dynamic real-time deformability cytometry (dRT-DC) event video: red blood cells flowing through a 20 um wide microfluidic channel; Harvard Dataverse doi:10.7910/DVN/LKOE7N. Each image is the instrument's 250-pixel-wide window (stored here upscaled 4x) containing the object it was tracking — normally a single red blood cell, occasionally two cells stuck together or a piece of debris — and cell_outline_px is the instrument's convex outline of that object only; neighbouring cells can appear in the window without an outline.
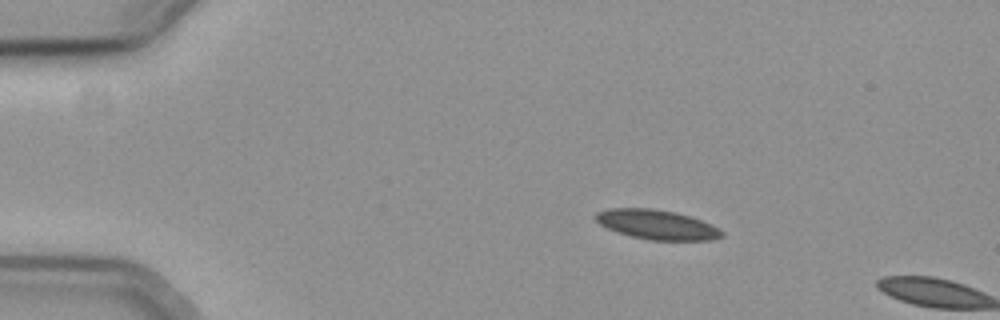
{"species": "common noctule bat (a hibernating species)", "species_latin": "Nyctalus noctula", "temperature_condition": "cold", "stored_images_in_passage": 14, "camera_frame_rate_fps": 3000, "um_per_image_px": 0.085, "animal": {"sex": "female", "body_mass_g": 19.3, "forearm_length_mm": 54.1}, "frame": {"image": 1, "passage_image": 10, "time_ms": 3.0, "image_size_px": [1000, 320], "cell_outline_px": [[724, 236], [712, 240], [648, 240], [632, 236], [608, 228], [600, 224], [596, 220], [596, 212], [612, 208], [652, 208], [676, 212], [712, 224], [724, 232]], "centroid_in_image_um": [55.87, 19.09], "position_along_channel_um": 29.1, "area_um2": 21.56}}